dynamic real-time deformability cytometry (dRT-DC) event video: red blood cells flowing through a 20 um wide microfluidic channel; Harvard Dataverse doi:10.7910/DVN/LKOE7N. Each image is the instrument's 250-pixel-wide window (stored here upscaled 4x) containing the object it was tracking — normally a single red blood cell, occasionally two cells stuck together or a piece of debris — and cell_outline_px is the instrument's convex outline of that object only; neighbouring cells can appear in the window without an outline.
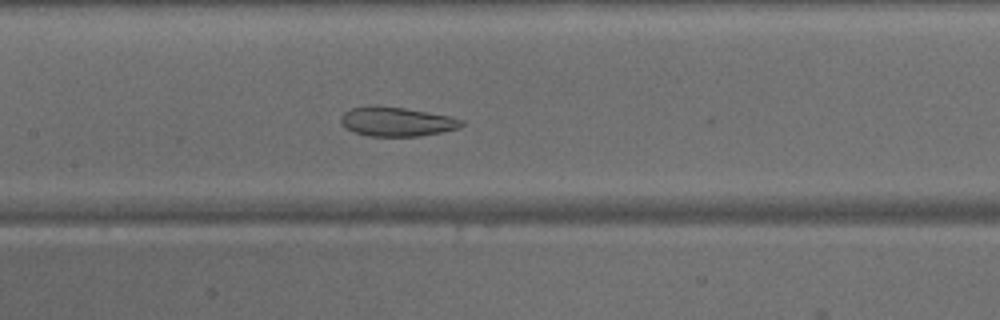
{"species": "common noctule bat (a hibernating species)", "species_latin": "Nyctalus noctula", "temperature_condition": "warm", "stored_images_in_passage": 48, "camera_frame_rate_fps": 3000, "um_per_image_px": 0.085, "animal": {"sex": "male", "body_mass_g": 15.6}, "frame": {"image": 1, "passage_image": 23, "time_ms": 7.333, "image_size_px": [1000, 320], "cell_outline_px": [[464, 124], [460, 128], [420, 136], [368, 136], [352, 132], [344, 128], [340, 120], [340, 116], [344, 112], [352, 108], [364, 104], [372, 104], [404, 108], [448, 116], [464, 120]], "centroid_in_image_um": [33.64, 10.33], "position_along_channel_um": 173.8, "area_um2": 20.87}}
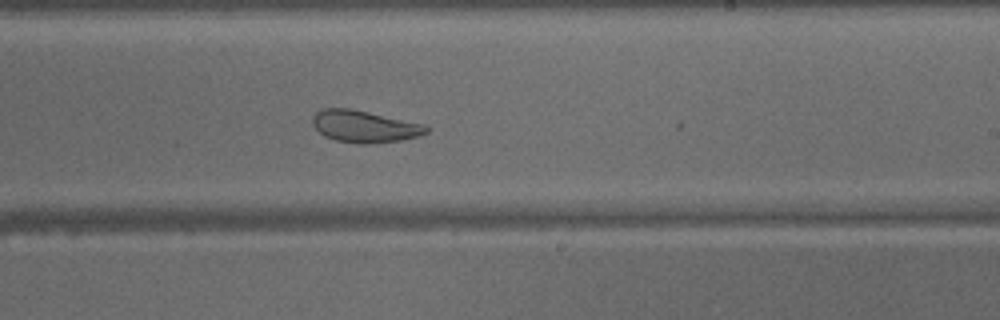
{"frame": {"image": 2, "passage_image": 29, "time_ms": 9.333, "image_size_px": [1000, 320], "cell_outline_px": [[428, 132], [420, 136], [400, 140], [368, 144], [360, 144], [336, 140], [324, 136], [312, 124], [312, 116], [316, 112], [324, 108], [352, 108], [424, 124], [428, 128]], "centroid_in_image_um": [30.97, 10.74], "position_along_channel_um": 258.0, "area_um2": 21.21}}
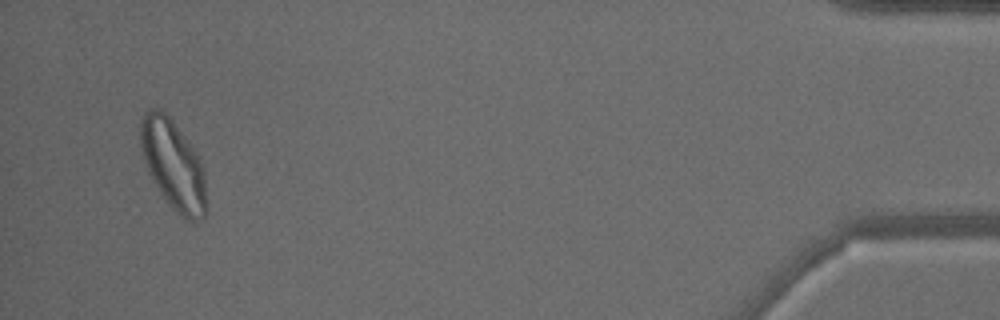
{"frame": {"image": 3, "passage_image": 46, "time_ms": 15.0, "image_size_px": [1000, 320], "cell_outline_px": [[208, 212], [200, 220], [192, 224], [184, 220], [168, 204], [156, 188], [148, 172], [140, 152], [140, 120], [144, 112], [148, 108], [160, 108], [172, 120], [192, 148], [200, 160], [204, 168], [208, 208]], "centroid_in_image_um": [14.73, 14.08], "position_along_channel_um": 420.5, "area_um2": 35.2}}